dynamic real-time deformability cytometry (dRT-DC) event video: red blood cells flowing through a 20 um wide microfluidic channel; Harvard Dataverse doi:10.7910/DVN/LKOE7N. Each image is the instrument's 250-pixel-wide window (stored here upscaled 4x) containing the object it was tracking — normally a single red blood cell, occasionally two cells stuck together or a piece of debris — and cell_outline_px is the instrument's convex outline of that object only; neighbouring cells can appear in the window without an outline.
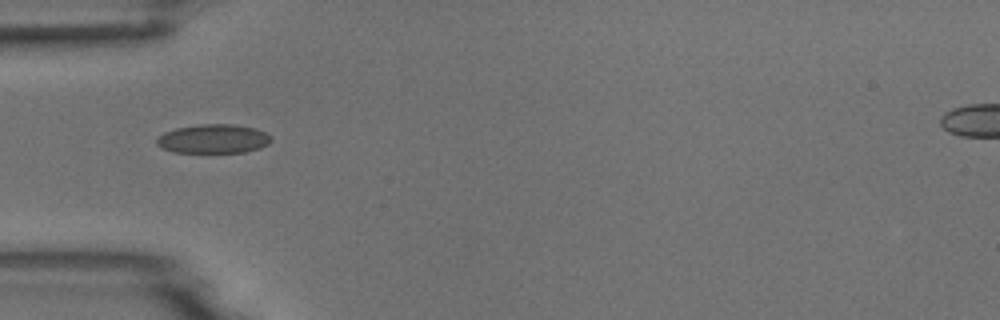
{"species": "common noctule bat (a hibernating species)", "species_latin": "Nyctalus noctula", "temperature_condition": "room temperature", "stored_images_in_passage": 4, "camera_frame_rate_fps": 3000, "um_per_image_px": 0.085, "animal": {"sex": "male", "body_mass_g": 18.8}, "frame": {"image": 1, "passage_image": 1, "time_ms": 0.0, "image_size_px": [1000, 320], "cell_outline_px": [[272, 140], [268, 144], [260, 148], [244, 152], [172, 152], [160, 148], [156, 144], [156, 140], [164, 132], [176, 128], [200, 124], [236, 124], [256, 128], [272, 136]], "centroid_in_image_um": [18.14, 11.79], "position_along_channel_um": 66.9, "area_um2": 19.48}}